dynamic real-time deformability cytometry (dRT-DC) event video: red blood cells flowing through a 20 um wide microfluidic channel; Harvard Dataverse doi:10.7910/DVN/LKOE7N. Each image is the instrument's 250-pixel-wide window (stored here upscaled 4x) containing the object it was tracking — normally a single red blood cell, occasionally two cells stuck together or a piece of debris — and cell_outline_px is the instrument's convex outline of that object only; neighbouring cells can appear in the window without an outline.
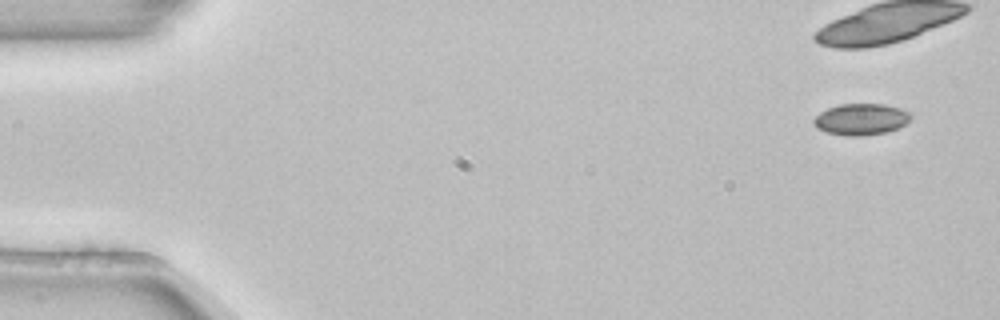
{"species": "common noctule bat (a hibernating species)", "species_latin": "Nyctalus noctula", "temperature_condition": "room temperature", "stored_images_in_passage": 7, "camera_frame_rate_fps": 3000, "um_per_image_px": 0.085, "animal": {"sex": "female", "body_mass_g": 22.7, "forearm_length_mm": 54.2}, "frame": {"image": 1, "passage_image": 1, "time_ms": 0.0, "image_size_px": [1000, 320], "cell_outline_px": [[912, 116], [904, 124], [888, 132], [860, 136], [848, 136], [828, 132], [816, 128], [812, 120], [820, 112], [828, 108], [840, 104], [884, 104], [900, 108], [912, 112]], "centroid_in_image_um": [73.19, 10.13], "position_along_channel_um": 11.8, "area_um2": 17.74}}
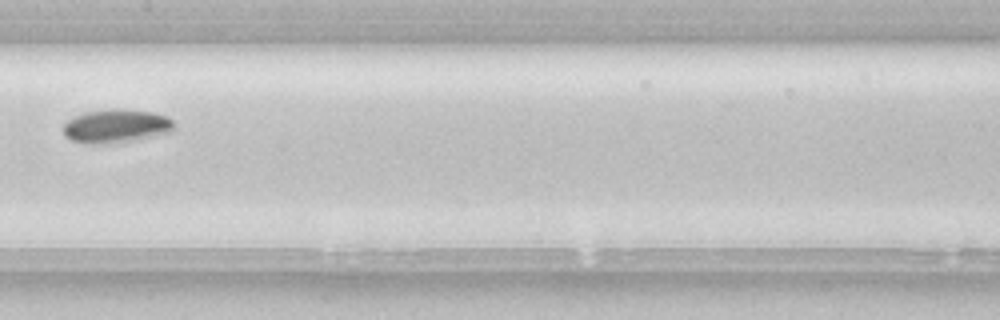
{"frame": {"image": 2, "passage_image": 7, "time_ms": 2.0, "image_size_px": [1000, 320], "cell_outline_px": [[172, 132], [132, 140], [72, 140], [64, 136], [64, 124], [68, 120], [84, 112], [112, 108], [152, 112], [168, 116], [172, 120]], "centroid_in_image_um": [9.92, 10.64], "position_along_channel_um": 197.5, "area_um2": 20.4}}